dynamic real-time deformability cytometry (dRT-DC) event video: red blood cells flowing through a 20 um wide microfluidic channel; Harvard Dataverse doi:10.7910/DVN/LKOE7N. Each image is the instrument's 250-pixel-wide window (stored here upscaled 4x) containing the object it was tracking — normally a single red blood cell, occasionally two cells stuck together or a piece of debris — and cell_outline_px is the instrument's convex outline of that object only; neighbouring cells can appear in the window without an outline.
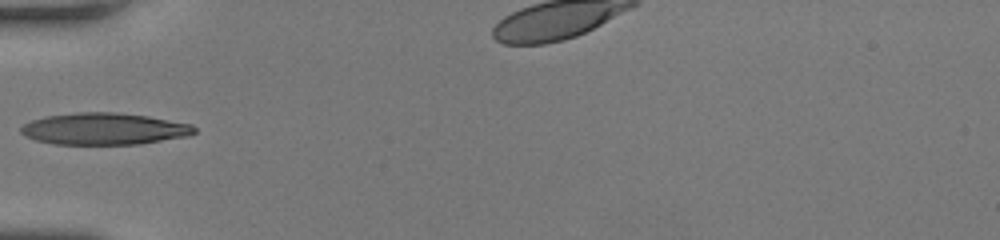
{"species": "human", "species_latin": "Homo sapiens", "temperature_condition": "room temperature", "stored_images_in_passage": 29, "camera_frame_rate_fps": 3000, "um_per_image_px": 0.085, "donor": {"sex": "female"}, "frame": {"image": 1, "passage_image": 1, "time_ms": 0.0, "image_size_px": [1000, 240], "cell_outline_px": [[196, 132], [188, 136], [140, 144], [52, 144], [36, 140], [24, 136], [20, 132], [20, 128], [24, 124], [32, 120], [48, 116], [76, 112], [116, 112], [148, 116], [192, 124], [196, 128]], "centroid_in_image_um": [8.86, 10.95], "position_along_channel_um": 76.1, "area_um2": 32.19}}
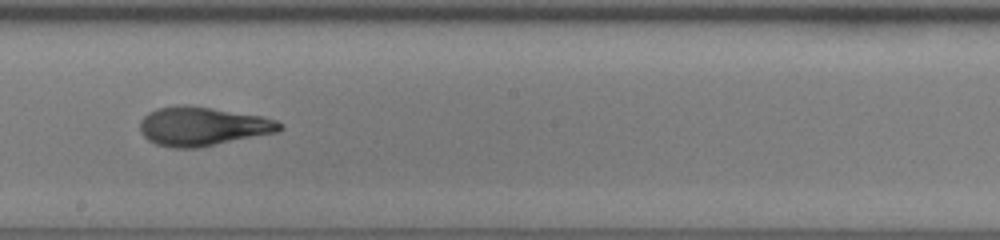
{"frame": {"image": 2, "passage_image": 12, "time_ms": 3.667, "image_size_px": [1000, 240], "cell_outline_px": [[284, 128], [276, 132], [196, 148], [172, 148], [156, 144], [148, 140], [140, 132], [140, 120], [148, 112], [156, 108], [184, 104], [260, 116], [276, 120]], "centroid_in_image_um": [17.15, 10.74], "position_along_channel_um": 231.1, "area_um2": 31.33}}
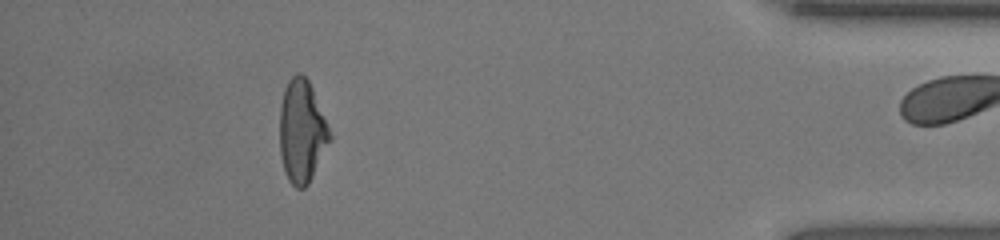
{"frame": {"image": 3, "passage_image": 28, "time_ms": 9.0, "image_size_px": [1000, 240], "cell_outline_px": [[332, 140], [308, 184], [304, 188], [296, 188], [288, 180], [280, 156], [280, 104], [284, 88], [288, 80], [296, 72], [300, 72], [308, 80], [312, 88], [332, 136]], "centroid_in_image_um": [25.65, 11.16], "position_along_channel_um": 409.5, "area_um2": 30.0}}